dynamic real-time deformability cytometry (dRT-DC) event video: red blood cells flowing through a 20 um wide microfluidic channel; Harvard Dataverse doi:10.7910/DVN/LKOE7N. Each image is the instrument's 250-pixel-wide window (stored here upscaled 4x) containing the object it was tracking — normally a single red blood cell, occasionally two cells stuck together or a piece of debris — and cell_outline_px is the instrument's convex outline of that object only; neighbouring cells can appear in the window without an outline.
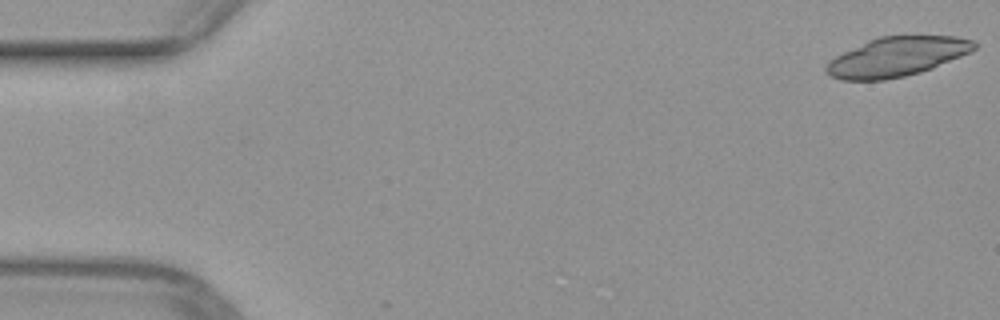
{"species": "common noctule bat (a hibernating species)", "species_latin": "Nyctalus noctula", "temperature_condition": "warm", "stored_images_in_passage": 20, "camera_frame_rate_fps": 3000, "um_per_image_px": 0.085, "animal": {"sex": "female", "body_mass_g": 29.2, "forearm_length_mm": 56.3}, "frame": {"image": 1, "passage_image": 1, "time_ms": 0.0, "image_size_px": [1000, 320], "cell_outline_px": [[976, 48], [960, 56], [932, 68], [920, 72], [904, 76], [884, 80], [840, 80], [832, 76], [824, 68], [828, 60], [868, 40], [880, 36], [956, 36], [972, 40], [976, 44]], "centroid_in_image_um": [76.2, 4.82], "position_along_channel_um": 8.8, "area_um2": 33.58}}